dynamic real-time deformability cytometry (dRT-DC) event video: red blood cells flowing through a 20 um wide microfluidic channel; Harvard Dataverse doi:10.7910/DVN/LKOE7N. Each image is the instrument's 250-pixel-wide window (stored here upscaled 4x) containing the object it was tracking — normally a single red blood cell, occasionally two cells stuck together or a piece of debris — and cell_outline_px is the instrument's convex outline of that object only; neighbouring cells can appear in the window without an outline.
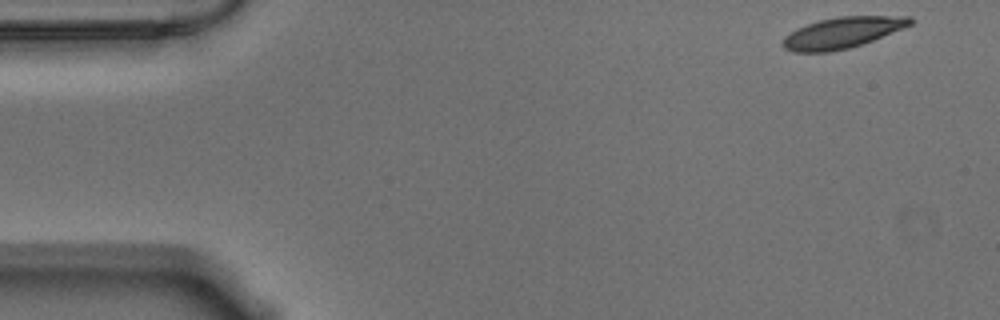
{"species": "Egyptian fruit bat (a non-hibernating species)", "species_latin": "Rousettus aegyptiacus", "temperature_condition": "warm", "stored_images_in_passage": 54, "camera_frame_rate_fps": 3000, "um_per_image_px": 0.085, "animal": {"sex": "male"}, "frame": {"image": 1, "passage_image": 1, "time_ms": 0.0, "image_size_px": [1000, 320], "cell_outline_px": [[916, 20], [912, 24], [904, 28], [872, 40], [848, 48], [828, 52], [792, 52], [784, 48], [780, 44], [784, 36], [796, 28], [820, 20], [840, 16], [912, 16]], "centroid_in_image_um": [71.59, 2.77], "position_along_channel_um": 13.4, "area_um2": 23.06}}
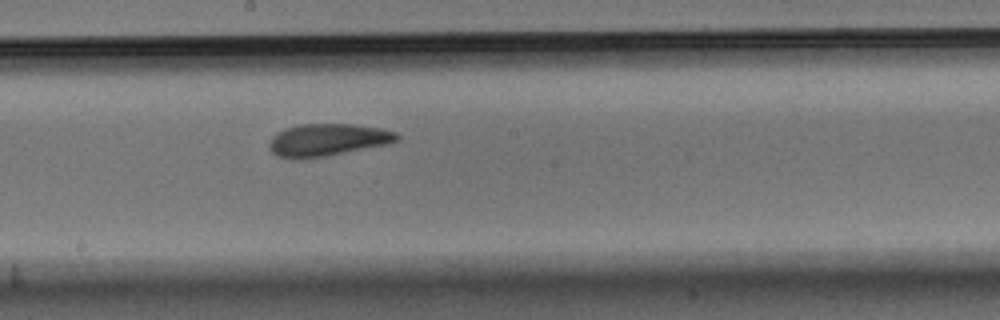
{"frame": {"image": 2, "passage_image": 28, "time_ms": 9.0, "image_size_px": [1000, 320], "cell_outline_px": [[400, 140], [384, 144], [324, 156], [300, 160], [276, 156], [268, 148], [268, 144], [272, 136], [276, 132], [284, 128], [300, 124], [352, 124], [380, 128], [396, 132], [400, 136]], "centroid_in_image_um": [27.77, 11.89], "position_along_channel_um": 220.4, "area_um2": 24.04}}
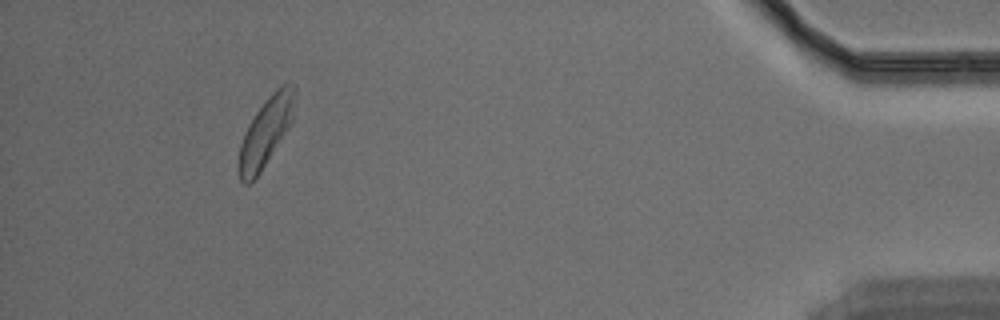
{"frame": {"image": 3, "passage_image": 50, "time_ms": 16.333, "image_size_px": [1000, 320], "cell_outline_px": [[296, 96], [292, 120], [288, 128], [260, 172], [248, 184], [244, 184], [240, 180], [236, 168], [240, 144], [244, 132], [248, 124], [264, 100], [280, 84], [296, 84]], "centroid_in_image_um": [22.57, 11.18], "position_along_channel_um": 412.6, "area_um2": 22.6}, "authors_computed_cell_mechanics": {"area_um2": 23.3801, "velocity_mm_per_s": 3.5067, "shape_relaxation_time_tau1_ms": 5.1537, "shape_relaxation_time_tau2_ms": 3.1955, "deformation_change_tau1": 0.1465, "deformation_change_tau2": 0.0936}}